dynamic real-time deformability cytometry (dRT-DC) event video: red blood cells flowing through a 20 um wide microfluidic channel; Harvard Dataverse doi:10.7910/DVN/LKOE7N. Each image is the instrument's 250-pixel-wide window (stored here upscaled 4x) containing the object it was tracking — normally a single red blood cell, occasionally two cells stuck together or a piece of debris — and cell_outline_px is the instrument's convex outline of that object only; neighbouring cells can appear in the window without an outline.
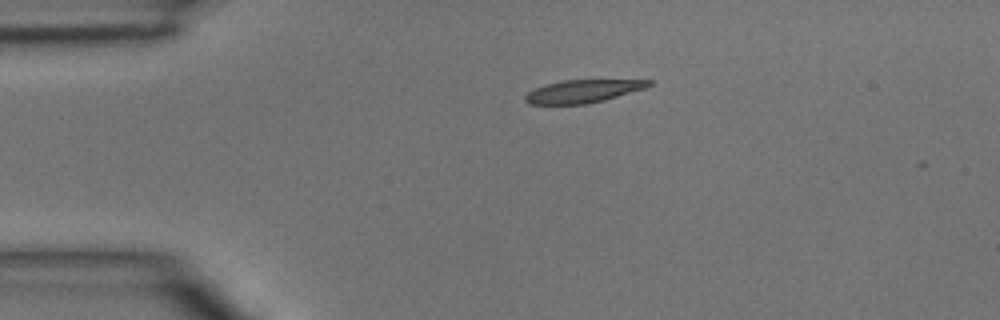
{"species": "common noctule bat (a hibernating species)", "species_latin": "Nyctalus noctula", "temperature_condition": "room temperature", "stored_images_in_passage": 6, "camera_frame_rate_fps": 3000, "um_per_image_px": 0.085, "animal": {"sex": "male", "body_mass_g": 15.6}, "frame": {"image": 1, "passage_image": 1, "time_ms": 0.0, "image_size_px": [1000, 320], "cell_outline_px": [[652, 84], [644, 88], [604, 100], [588, 104], [528, 104], [524, 100], [524, 96], [528, 92], [536, 88], [548, 84], [564, 80], [652, 80]], "centroid_in_image_um": [49.52, 7.76], "position_along_channel_um": 35.5, "area_um2": 16.24}}